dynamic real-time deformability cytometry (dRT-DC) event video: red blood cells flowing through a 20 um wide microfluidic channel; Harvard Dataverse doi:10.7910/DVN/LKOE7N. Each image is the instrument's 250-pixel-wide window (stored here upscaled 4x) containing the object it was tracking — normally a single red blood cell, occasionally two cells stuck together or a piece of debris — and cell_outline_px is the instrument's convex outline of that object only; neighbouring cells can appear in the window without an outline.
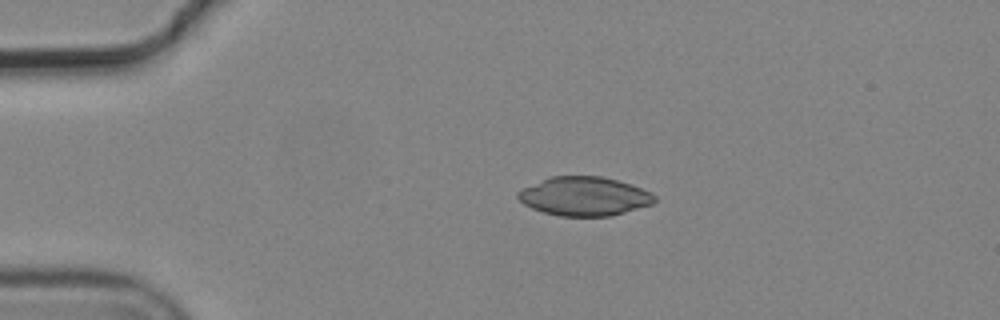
{"species": "common noctule bat (a hibernating species)", "species_latin": "Nyctalus noctula", "temperature_condition": "cold", "stored_images_in_passage": 3, "camera_frame_rate_fps": 3000, "um_per_image_px": 0.085, "animal": {"sex": "male", "body_mass_g": 19.2, "forearm_length_mm": 51.8}, "frame": {"image": 1, "passage_image": 2, "time_ms": 0.333, "image_size_px": [1000, 320], "cell_outline_px": [[656, 200], [652, 204], [612, 216], [560, 216], [544, 212], [532, 208], [524, 204], [516, 196], [516, 192], [548, 176], [604, 176], [632, 184], [652, 192], [656, 196]], "centroid_in_image_um": [49.69, 16.67], "position_along_channel_um": 35.3, "area_um2": 31.15}}